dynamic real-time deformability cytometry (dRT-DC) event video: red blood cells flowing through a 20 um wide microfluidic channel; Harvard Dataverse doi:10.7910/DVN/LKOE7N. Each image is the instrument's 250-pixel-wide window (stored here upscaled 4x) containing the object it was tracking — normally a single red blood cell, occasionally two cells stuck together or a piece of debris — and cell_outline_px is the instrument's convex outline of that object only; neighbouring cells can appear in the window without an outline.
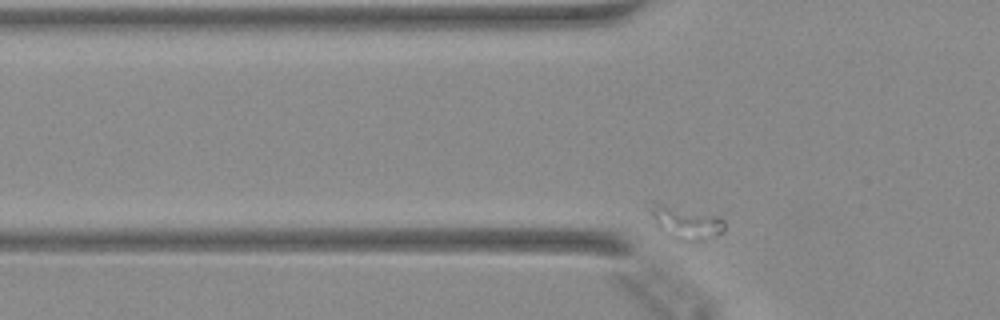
{"species": "Egyptian fruit bat (a non-hibernating species)", "species_latin": "Rousettus aegyptiacus", "temperature_condition": "warm", "stored_images_in_passage": 25, "camera_frame_rate_fps": 3000, "um_per_image_px": 0.085, "animal": {"sex": "female"}, "frame": {"image": 1, "passage_image": 2, "time_ms": 0.333, "image_size_px": [1000, 320], "cell_outline_px": [[724, 232], [716, 236], [692, 244], [688, 244], [668, 240], [656, 224], [648, 212], [644, 204], [648, 200], [656, 200], [720, 216], [724, 220]], "centroid_in_image_um": [58.17, 18.91], "position_along_channel_um": 67.6, "area_um2": 16.01}}
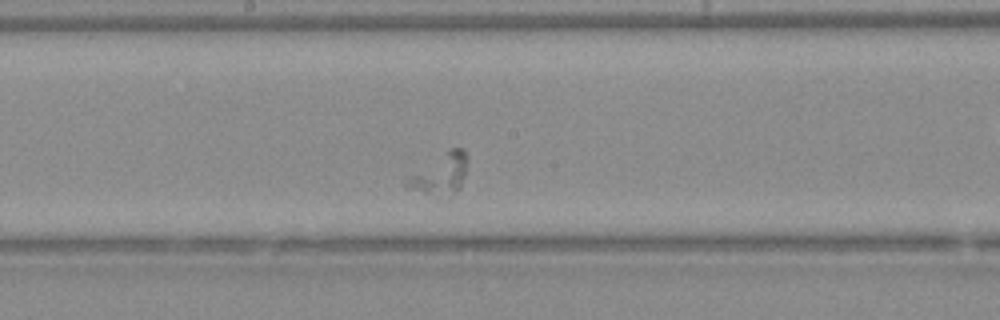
{"frame": {"image": 2, "passage_image": 14, "time_ms": 4.333, "image_size_px": [1000, 320], "cell_outline_px": [[468, 160], [464, 176], [460, 188], [448, 200], [408, 188], [404, 184], [404, 180], [408, 176], [448, 148], [464, 148]], "centroid_in_image_um": [37.44, 14.82], "position_along_channel_um": 210.8, "area_um2": 14.85}}